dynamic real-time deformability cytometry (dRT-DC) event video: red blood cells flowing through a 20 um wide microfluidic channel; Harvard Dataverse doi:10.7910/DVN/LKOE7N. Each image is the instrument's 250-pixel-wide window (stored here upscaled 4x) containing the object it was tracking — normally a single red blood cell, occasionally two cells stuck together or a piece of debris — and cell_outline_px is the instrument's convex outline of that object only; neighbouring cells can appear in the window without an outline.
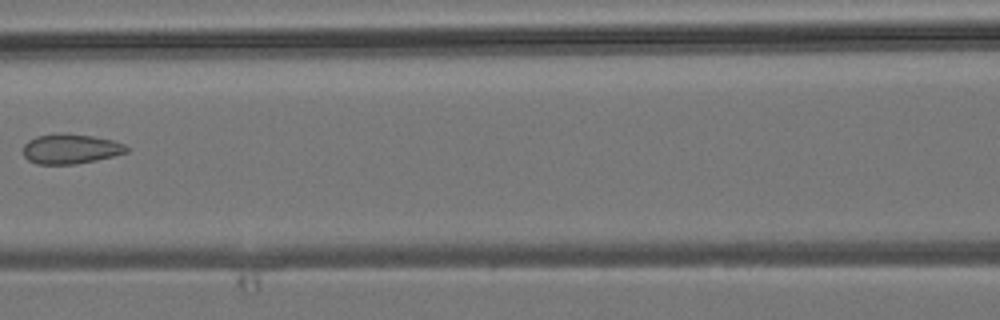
{"species": "common noctule bat (a hibernating species)", "species_latin": "Nyctalus noctula", "temperature_condition": "room temperature", "stored_images_in_passage": 5, "camera_frame_rate_fps": 3000, "um_per_image_px": 0.085, "animal": {"sex": "male", "body_mass_g": 19.2, "forearm_length_mm": 51.8}, "frame": {"image": 1, "passage_image": 5, "time_ms": 5.667, "image_size_px": [1000, 320], "cell_outline_px": [[128, 152], [96, 160], [76, 164], [36, 164], [28, 160], [24, 156], [24, 144], [28, 140], [36, 136], [64, 132], [92, 136], [112, 140], [124, 144], [128, 148]], "centroid_in_image_um": [5.98, 12.65], "position_along_channel_um": 160.6, "area_um2": 18.03}}